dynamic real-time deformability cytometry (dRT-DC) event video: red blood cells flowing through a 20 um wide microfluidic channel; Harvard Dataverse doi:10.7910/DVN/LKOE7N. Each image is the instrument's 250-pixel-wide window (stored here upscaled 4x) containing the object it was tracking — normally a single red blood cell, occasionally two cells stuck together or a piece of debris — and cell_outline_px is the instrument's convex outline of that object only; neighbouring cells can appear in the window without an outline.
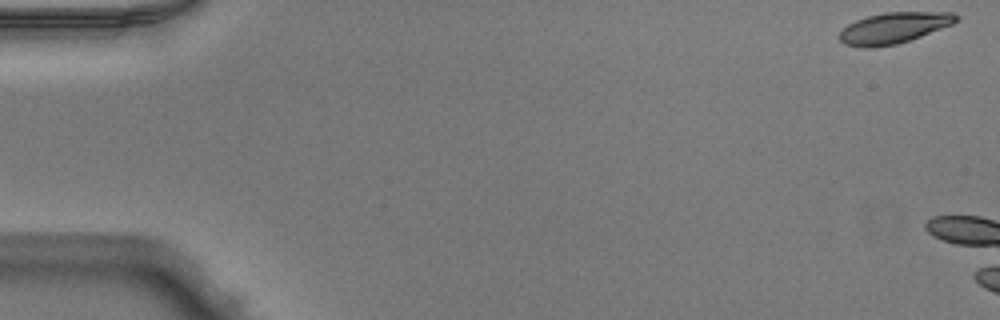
{"species": "Egyptian fruit bat (a non-hibernating species)", "species_latin": "Rousettus aegyptiacus", "temperature_condition": "warm", "stored_images_in_passage": 4, "camera_frame_rate_fps": 3000, "um_per_image_px": 0.085, "animal": {"sex": "male"}, "frame": {"image": 1, "passage_image": 1, "time_ms": 0.0, "image_size_px": [1000, 320], "cell_outline_px": [[960, 16], [952, 24], [920, 36], [896, 44], [872, 48], [868, 48], [844, 44], [840, 40], [840, 32], [848, 24], [856, 20], [868, 16], [884, 12], [952, 12]], "centroid_in_image_um": [75.96, 2.36], "position_along_channel_um": 9.0, "area_um2": 20.81}}